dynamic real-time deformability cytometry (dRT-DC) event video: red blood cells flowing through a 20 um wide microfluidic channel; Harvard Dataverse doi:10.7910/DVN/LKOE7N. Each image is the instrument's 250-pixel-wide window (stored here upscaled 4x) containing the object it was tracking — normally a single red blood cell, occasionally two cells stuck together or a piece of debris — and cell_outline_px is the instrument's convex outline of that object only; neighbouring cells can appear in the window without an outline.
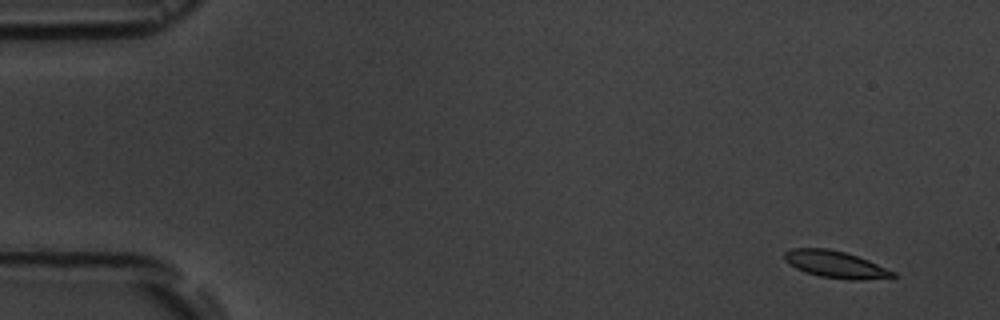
{"species": "common noctule bat (a hibernating species)", "species_latin": "Nyctalus noctula", "temperature_condition": "room temperature", "stored_images_in_passage": 4, "camera_frame_rate_fps": 3000, "um_per_image_px": 0.085, "animal": {"sex": "male", "body_mass_g": 19.5, "forearm_length_mm": 54.6}, "frame": {"image": 1, "passage_image": 1, "time_ms": 0.0, "image_size_px": [1000, 320], "cell_outline_px": [[900, 276], [860, 280], [848, 280], [820, 276], [804, 272], [788, 264], [784, 260], [784, 252], [792, 248], [828, 248], [844, 252], [868, 260], [896, 272]], "centroid_in_image_um": [71.01, 22.48], "position_along_channel_um": 14.0, "area_um2": 17.11}}
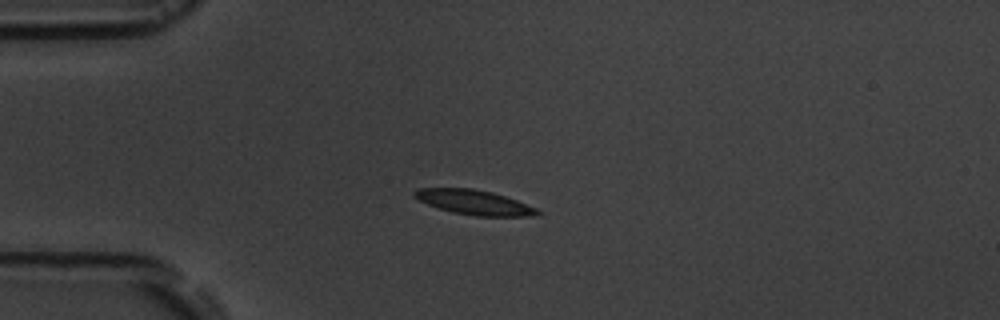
{"frame": {"image": 2, "passage_image": 4, "time_ms": 3.667, "image_size_px": [1000, 320], "cell_outline_px": [[540, 212], [536, 216], [476, 216], [452, 212], [428, 204], [412, 196], [412, 192], [416, 188], [472, 188], [492, 192], [516, 200], [536, 208]], "centroid_in_image_um": [40.28, 17.19], "position_along_channel_um": 44.7, "area_um2": 17.57}}